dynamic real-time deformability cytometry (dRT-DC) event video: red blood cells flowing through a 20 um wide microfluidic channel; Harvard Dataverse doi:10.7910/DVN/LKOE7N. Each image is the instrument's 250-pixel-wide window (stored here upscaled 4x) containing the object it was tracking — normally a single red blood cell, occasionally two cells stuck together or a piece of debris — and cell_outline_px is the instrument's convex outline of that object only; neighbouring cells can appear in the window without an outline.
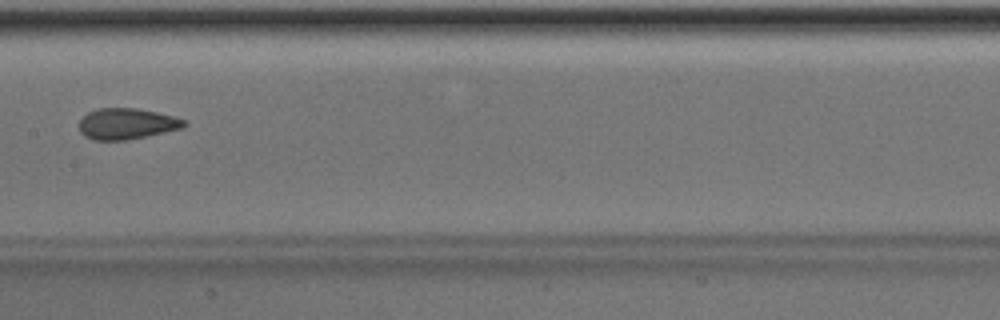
{"species": "Egyptian fruit bat (a non-hibernating species)", "species_latin": "Rousettus aegyptiacus", "temperature_condition": "room temperature", "stored_images_in_passage": 7, "camera_frame_rate_fps": 3000, "um_per_image_px": 0.085, "animal": {"sex": "male"}, "frame": {"image": 1, "passage_image": 7, "time_ms": 6.667, "image_size_px": [1000, 320], "cell_outline_px": [[188, 124], [180, 128], [164, 132], [124, 140], [92, 140], [84, 136], [80, 132], [80, 120], [88, 112], [96, 108], [136, 108], [176, 116], [188, 120]], "centroid_in_image_um": [10.78, 10.51], "position_along_channel_um": 196.6, "area_um2": 18.96}}